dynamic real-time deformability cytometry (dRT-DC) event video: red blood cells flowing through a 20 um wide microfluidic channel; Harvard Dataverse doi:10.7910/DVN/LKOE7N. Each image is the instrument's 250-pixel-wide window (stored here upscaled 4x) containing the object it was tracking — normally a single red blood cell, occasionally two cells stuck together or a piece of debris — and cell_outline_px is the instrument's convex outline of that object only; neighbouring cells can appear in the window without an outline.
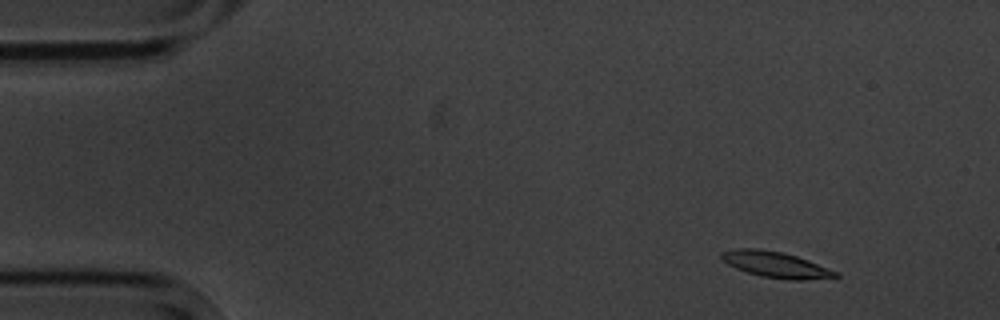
{"species": "common noctule bat (a hibernating species)", "species_latin": "Nyctalus noctula", "temperature_condition": "cold", "stored_images_in_passage": 4, "camera_frame_rate_fps": 3000, "um_per_image_px": 0.085, "animal": {"sex": "male", "body_mass_g": 20.1, "forearm_length_mm": 53.5}, "frame": {"image": 1, "passage_image": 2, "time_ms": 1.333, "image_size_px": [1000, 320], "cell_outline_px": [[840, 276], [836, 280], [788, 280], [760, 276], [736, 268], [720, 260], [720, 252], [736, 248], [760, 248], [784, 252], [808, 260], [840, 272]], "centroid_in_image_um": [66.03, 22.51], "position_along_channel_um": 19.0, "area_um2": 17.92}}
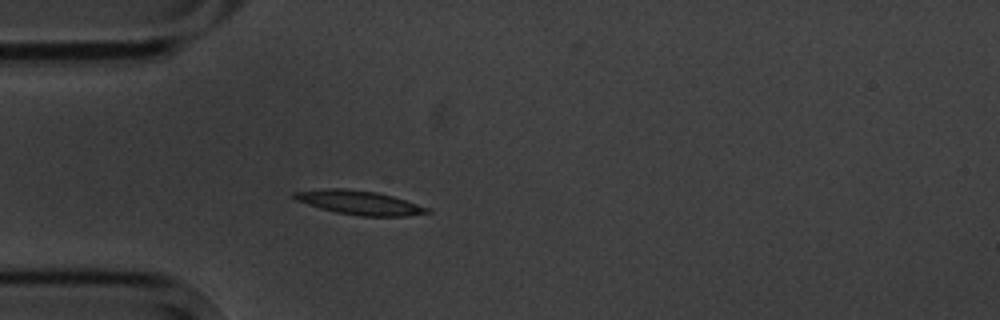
{"frame": {"image": 2, "passage_image": 4, "time_ms": 4.667, "image_size_px": [1000, 320], "cell_outline_px": [[432, 212], [408, 216], [360, 216], [336, 212], [320, 208], [296, 200], [292, 196], [292, 192], [328, 188], [344, 188], [376, 192], [392, 196], [428, 208]], "centroid_in_image_um": [30.51, 17.22], "position_along_channel_um": 54.5, "area_um2": 18.38}}